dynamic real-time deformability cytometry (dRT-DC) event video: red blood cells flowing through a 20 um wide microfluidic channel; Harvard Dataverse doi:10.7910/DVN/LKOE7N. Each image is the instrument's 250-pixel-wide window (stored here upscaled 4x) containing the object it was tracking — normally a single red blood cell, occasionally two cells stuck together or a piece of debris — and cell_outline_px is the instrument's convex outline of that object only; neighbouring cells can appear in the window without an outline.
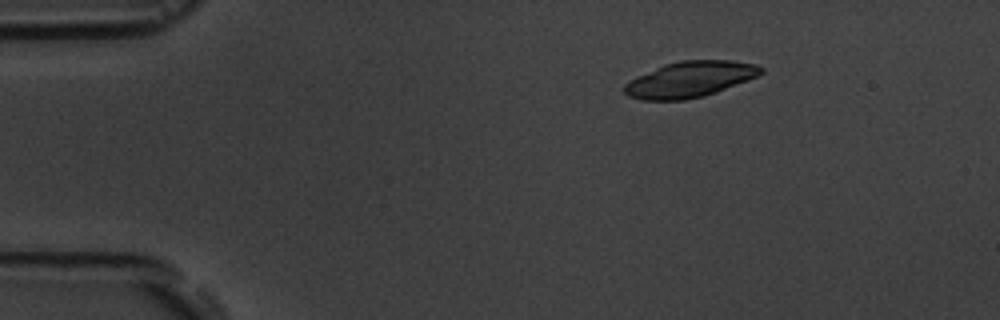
{"species": "common noctule bat (a hibernating species)", "species_latin": "Nyctalus noctula", "temperature_condition": "room temperature", "stored_images_in_passage": 14, "camera_frame_rate_fps": 3000, "um_per_image_px": 0.085, "animal": {"sex": "male", "body_mass_g": 19.5, "forearm_length_mm": 54.6}, "frame": {"image": 1, "passage_image": 1, "time_ms": 0.0, "image_size_px": [1000, 320], "cell_outline_px": [[764, 72], [748, 80], [716, 92], [704, 96], [684, 100], [644, 100], [628, 96], [624, 92], [624, 84], [664, 64], [680, 60], [728, 60], [756, 64], [764, 68]], "centroid_in_image_um": [58.68, 6.74], "position_along_channel_um": 26.3, "area_um2": 28.21}}